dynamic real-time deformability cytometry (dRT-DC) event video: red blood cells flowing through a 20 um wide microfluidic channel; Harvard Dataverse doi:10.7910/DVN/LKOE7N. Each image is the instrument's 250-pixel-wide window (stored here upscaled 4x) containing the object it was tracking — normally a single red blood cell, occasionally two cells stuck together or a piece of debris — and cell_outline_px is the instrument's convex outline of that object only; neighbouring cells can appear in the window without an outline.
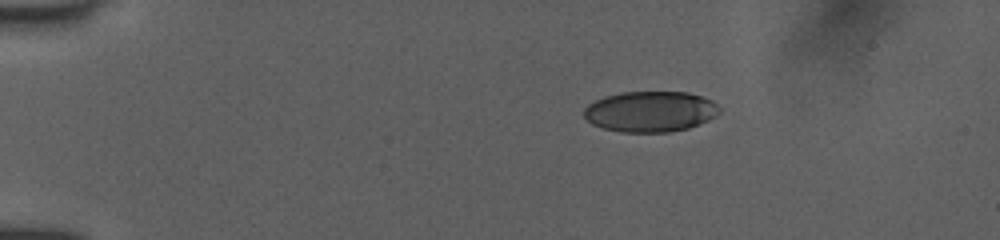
{"species": "human", "species_latin": "Homo sapiens", "temperature_condition": "room temperature", "stored_images_in_passage": 35, "camera_frame_rate_fps": 3000, "um_per_image_px": 0.085, "donor": {"sex": "female"}, "frame": {"image": 1, "passage_image": 1, "time_ms": 0.0, "image_size_px": [1000, 240], "cell_outline_px": [[720, 112], [716, 116], [700, 124], [688, 128], [668, 132], [620, 132], [604, 128], [592, 124], [584, 116], [584, 108], [588, 104], [604, 96], [624, 92], [688, 92], [712, 100], [720, 108]], "centroid_in_image_um": [55.29, 9.48], "position_along_channel_um": 29.7, "area_um2": 32.14}}
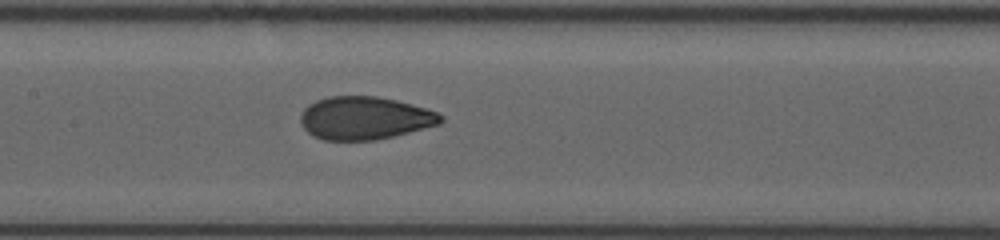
{"frame": {"image": 2, "passage_image": 15, "time_ms": 5.667, "image_size_px": [1000, 240], "cell_outline_px": [[444, 120], [440, 124], [376, 140], [324, 140], [312, 136], [304, 128], [300, 120], [300, 116], [304, 108], [308, 104], [316, 100], [328, 96], [376, 96], [396, 100], [424, 108], [436, 112], [444, 116]], "centroid_in_image_um": [30.97, 10.03], "position_along_channel_um": 176.4, "area_um2": 35.03}}
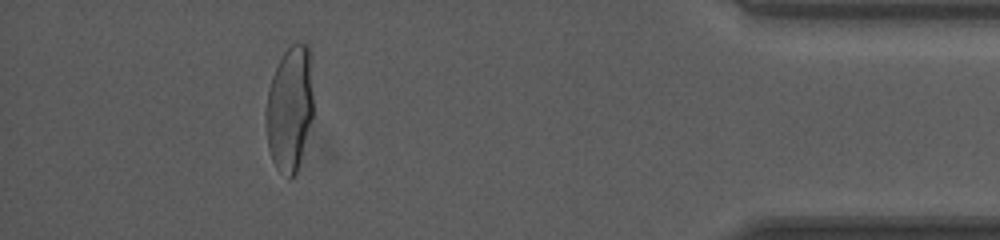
{"frame": {"image": 3, "passage_image": 31, "time_ms": 12.667, "image_size_px": [1000, 240], "cell_outline_px": [[312, 116], [296, 172], [288, 180], [276, 168], [272, 160], [268, 148], [264, 124], [264, 112], [268, 88], [272, 76], [284, 52], [292, 44], [308, 44], [312, 96]], "centroid_in_image_um": [24.57, 9.28], "position_along_channel_um": 410.6, "area_um2": 34.33}, "authors_computed_cell_mechanics": {"area_um2": 35.258, "velocity_mm_per_s": 4.0055, "shape_relaxation_time_tau1_ms": 4.7416, "shape_relaxation_time_tau2_ms": 0.7809, "deformation_change_tau1": 0.1771, "deformation_change_tau2": 0.0564}}